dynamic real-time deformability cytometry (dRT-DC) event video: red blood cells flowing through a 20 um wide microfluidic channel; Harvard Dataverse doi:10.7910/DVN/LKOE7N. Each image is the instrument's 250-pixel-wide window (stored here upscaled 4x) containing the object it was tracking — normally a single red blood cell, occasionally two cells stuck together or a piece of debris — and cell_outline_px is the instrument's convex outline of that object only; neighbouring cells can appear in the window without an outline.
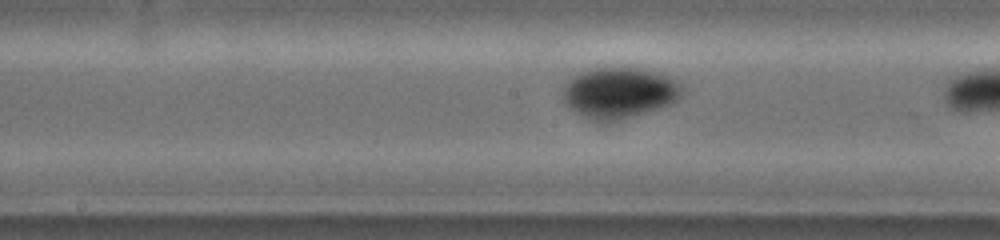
{"species": "common noctule bat (a hibernating species)", "species_latin": "Nyctalus noctula", "temperature_condition": "warm", "stored_images_in_passage": 26, "camera_frame_rate_fps": 5000, "um_per_image_px": 0.085, "animal": {"sex": "female", "body_mass_g": 19.0, "forearm_length_mm": 53.3}, "frame": {"image": 1, "passage_image": 16, "time_ms": 3.0, "image_size_px": [1000, 240], "cell_outline_px": [[680, 92], [668, 104], [624, 116], [608, 120], [596, 120], [572, 108], [568, 104], [564, 96], [564, 92], [572, 76], [580, 72], [596, 68], [640, 68], [668, 76], [676, 84]], "centroid_in_image_um": [52.57, 7.82], "position_along_channel_um": 195.6, "area_um2": 32.66}}
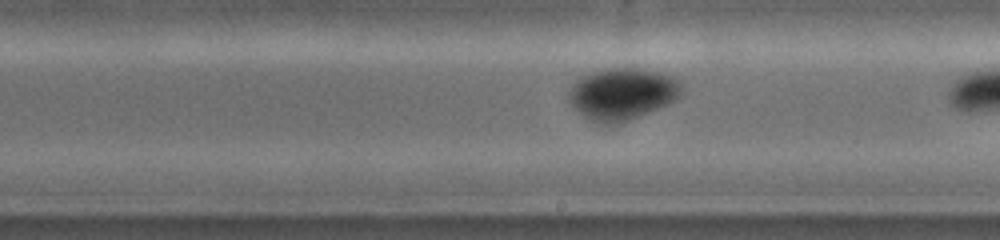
{"frame": {"image": 2, "passage_image": 20, "time_ms": 3.8, "image_size_px": [1000, 240], "cell_outline_px": [[676, 96], [672, 100], [664, 104], [624, 120], [596, 120], [588, 116], [572, 100], [572, 88], [580, 76], [588, 72], [600, 68], [644, 68], [660, 72], [672, 76], [676, 80]], "centroid_in_image_um": [52.88, 7.84], "position_along_channel_um": 236.1, "area_um2": 31.21}}
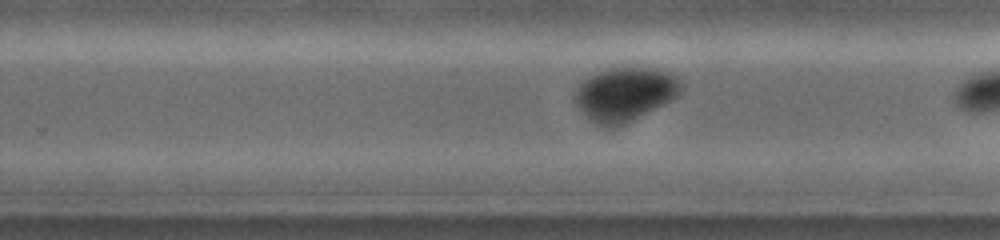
{"frame": {"image": 3, "passage_image": 24, "time_ms": 4.6, "image_size_px": [1000, 240], "cell_outline_px": [[676, 92], [668, 100], [620, 124], [600, 124], [588, 116], [584, 112], [576, 100], [576, 92], [580, 84], [584, 80], [608, 68], [628, 64], [652, 68], [664, 72], [672, 76], [676, 80]], "centroid_in_image_um": [53.04, 7.9], "position_along_channel_um": 276.8, "area_um2": 30.81}}